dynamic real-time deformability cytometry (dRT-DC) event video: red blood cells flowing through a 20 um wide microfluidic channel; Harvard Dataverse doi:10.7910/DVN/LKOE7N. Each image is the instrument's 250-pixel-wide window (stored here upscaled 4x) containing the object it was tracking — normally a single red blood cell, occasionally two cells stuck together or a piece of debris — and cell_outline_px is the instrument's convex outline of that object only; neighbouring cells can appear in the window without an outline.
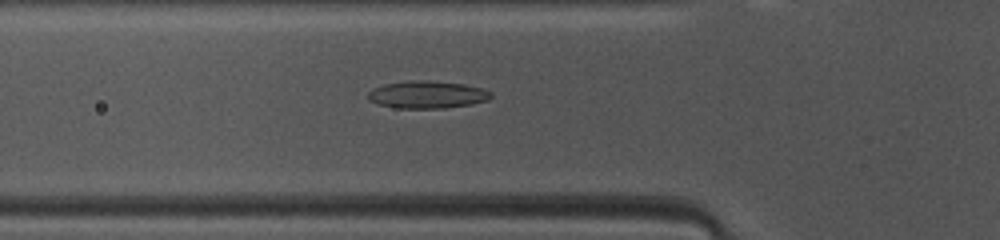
{"species": "common noctule bat (a hibernating species)", "species_latin": "Nyctalus noctula", "temperature_condition": "warm", "stored_images_in_passage": 40, "camera_frame_rate_fps": 3000, "um_per_image_px": 0.085, "animal": {"sex": "female", "body_mass_g": 10.0, "forearm_length_mm": 53.1}, "frame": {"image": 1, "passage_image": 14, "time_ms": 4.333, "image_size_px": [1000, 240], "cell_outline_px": [[492, 96], [488, 100], [472, 104], [444, 108], [396, 108], [376, 104], [368, 100], [368, 92], [372, 88], [384, 84], [408, 80], [416, 80], [464, 84], [480, 88], [492, 92]], "centroid_in_image_um": [36.27, 8.05], "position_along_channel_um": 89.5, "area_um2": 19.65}}
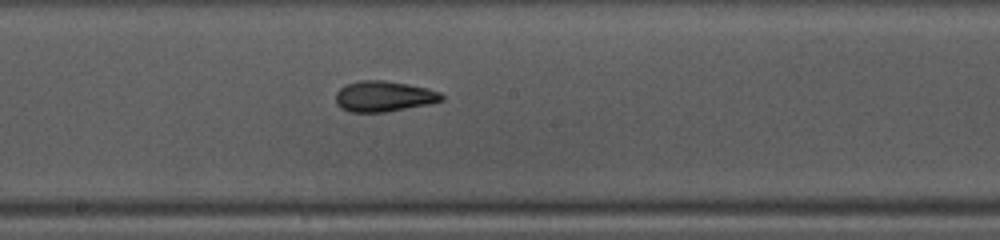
{"frame": {"image": 2, "passage_image": 23, "time_ms": 7.333, "image_size_px": [1000, 240], "cell_outline_px": [[444, 100], [428, 104], [384, 112], [352, 112], [340, 108], [336, 104], [336, 92], [344, 84], [360, 80], [384, 80], [408, 84], [428, 88], [440, 92], [444, 96]], "centroid_in_image_um": [32.61, 8.18], "position_along_channel_um": 215.6, "area_um2": 19.02}}
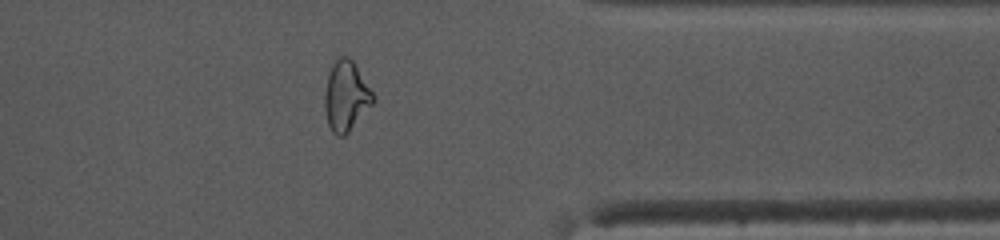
{"frame": {"image": 3, "passage_image": 36, "time_ms": 11.667, "image_size_px": [1000, 240], "cell_outline_px": [[376, 100], [348, 132], [344, 136], [336, 136], [332, 132], [328, 124], [324, 108], [324, 96], [328, 72], [332, 60], [336, 56], [348, 56], [352, 60], [376, 96]], "centroid_in_image_um": [29.4, 8.13], "position_along_channel_um": 382.0, "area_um2": 20.06}, "authors_computed_cell_mechanics": {"area_um2": 19.3052, "velocity_mm_per_s": 4.1668, "shape_relaxation_time_tau1_ms": 7.047, "shape_relaxation_time_tau2_ms": 2.5776, "deformation_change_tau1": 0.2219, "deformation_change_tau2": 0.1119}}